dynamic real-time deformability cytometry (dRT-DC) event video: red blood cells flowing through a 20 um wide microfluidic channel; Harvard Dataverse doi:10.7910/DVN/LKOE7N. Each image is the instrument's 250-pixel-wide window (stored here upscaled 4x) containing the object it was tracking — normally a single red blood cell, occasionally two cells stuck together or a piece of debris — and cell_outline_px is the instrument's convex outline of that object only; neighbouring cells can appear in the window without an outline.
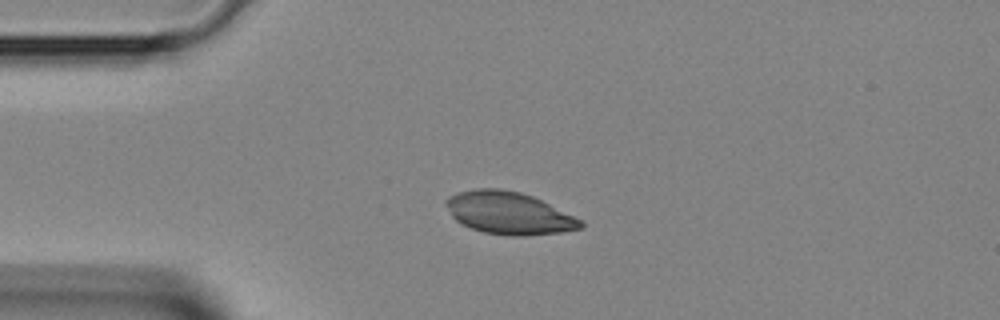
{"species": "Egyptian fruit bat (a non-hibernating species)", "species_latin": "Rousettus aegyptiacus", "temperature_condition": "room temperature", "stored_images_in_passage": 2, "camera_frame_rate_fps": 3000, "um_per_image_px": 0.085, "animal": {"sex": "female"}, "frame": {"image": 1, "passage_image": 1, "time_ms": 0.0, "image_size_px": [1000, 320], "cell_outline_px": [[584, 224], [580, 228], [560, 232], [524, 236], [512, 236], [484, 232], [460, 224], [452, 216], [444, 204], [444, 200], [448, 196], [460, 192], [476, 188], [500, 188], [520, 192], [532, 196], [584, 220]], "centroid_in_image_um": [43.24, 18.1], "position_along_channel_um": 41.8, "area_um2": 33.29}}